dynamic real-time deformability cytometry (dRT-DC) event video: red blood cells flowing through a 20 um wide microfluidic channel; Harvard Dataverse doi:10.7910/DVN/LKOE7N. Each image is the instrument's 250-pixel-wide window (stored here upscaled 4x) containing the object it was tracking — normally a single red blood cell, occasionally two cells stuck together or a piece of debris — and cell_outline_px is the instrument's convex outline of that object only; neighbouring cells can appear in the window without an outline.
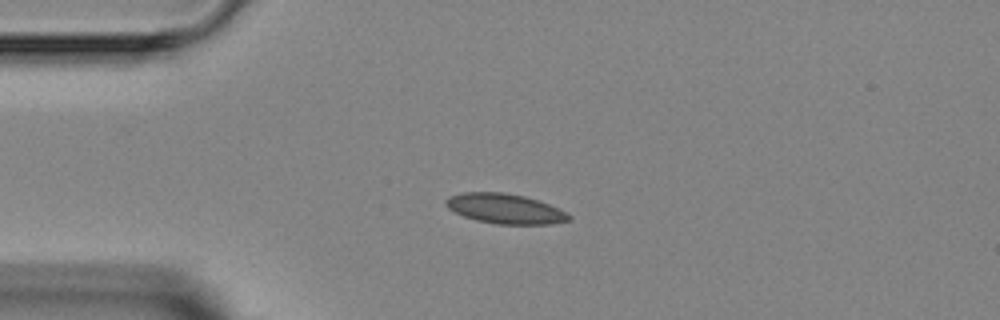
{"species": "Egyptian fruit bat (a non-hibernating species)", "species_latin": "Rousettus aegyptiacus", "temperature_condition": "room temperature", "stored_images_in_passage": 6, "camera_frame_rate_fps": 3000, "um_per_image_px": 0.085, "animal": {"sex": "female"}, "frame": {"image": 1, "passage_image": 3, "time_ms": 5.0, "image_size_px": [1000, 320], "cell_outline_px": [[572, 220], [552, 224], [496, 224], [476, 220], [464, 216], [448, 208], [444, 204], [444, 200], [448, 196], [464, 192], [504, 192], [524, 196], [540, 200], [568, 212], [572, 216]], "centroid_in_image_um": [42.96, 17.73], "position_along_channel_um": 42.0, "area_um2": 21.73}}
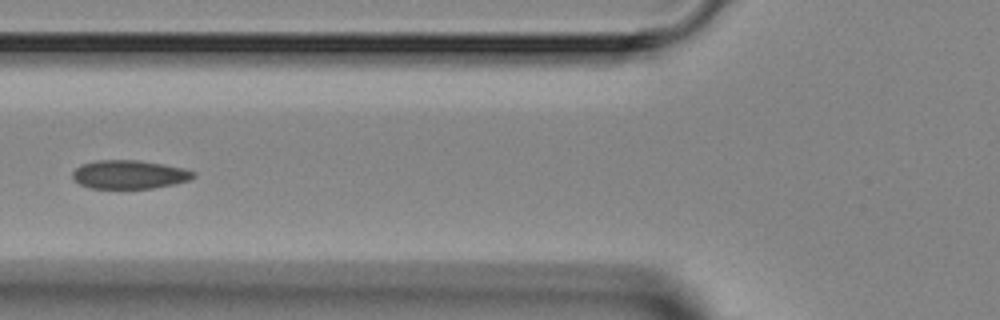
{"frame": {"image": 2, "passage_image": 5, "time_ms": 7.333, "image_size_px": [1000, 320], "cell_outline_px": [[196, 176], [188, 180], [172, 184], [152, 188], [92, 188], [80, 184], [72, 180], [72, 172], [80, 164], [96, 160], [136, 160], [164, 164], [184, 168], [196, 172]], "centroid_in_image_um": [10.97, 14.82], "position_along_channel_um": 114.8, "area_um2": 20.17}}
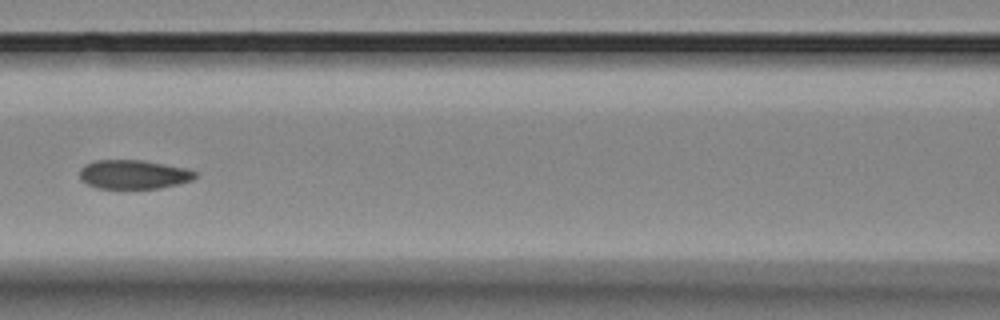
{"frame": {"image": 3, "passage_image": 6, "time_ms": 8.333, "image_size_px": [1000, 320], "cell_outline_px": [[200, 172], [192, 180], [180, 184], [160, 188], [96, 188], [80, 180], [80, 168], [84, 164], [96, 160], [144, 160], [188, 168]], "centroid_in_image_um": [11.39, 14.82], "position_along_channel_um": 155.2, "area_um2": 19.83}}